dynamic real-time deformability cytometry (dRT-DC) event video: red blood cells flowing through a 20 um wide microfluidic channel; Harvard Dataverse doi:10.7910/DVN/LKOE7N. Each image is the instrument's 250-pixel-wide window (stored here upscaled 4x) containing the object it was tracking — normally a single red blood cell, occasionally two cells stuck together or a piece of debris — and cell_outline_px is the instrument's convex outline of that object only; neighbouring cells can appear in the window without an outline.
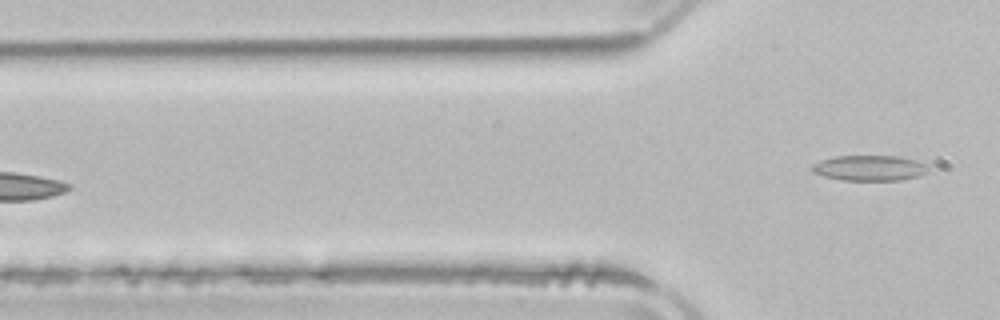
{"species": "common noctule bat (a hibernating species)", "species_latin": "Nyctalus noctula", "temperature_condition": "room temperature", "stored_images_in_passage": 5, "camera_frame_rate_fps": 3000, "um_per_image_px": 0.085, "animal": {"sex": "male", "body_mass_g": 21.5, "forearm_length_mm": 52.0}, "frame": {"image": 1, "passage_image": 5, "time_ms": 5.667, "image_size_px": [1000, 320], "cell_outline_px": [[928, 172], [904, 180], [840, 180], [824, 176], [812, 172], [812, 164], [820, 160], [836, 156], [900, 156], [916, 160], [928, 164]], "centroid_in_image_um": [73.92, 14.28], "position_along_channel_um": 51.9, "area_um2": 17.34}}